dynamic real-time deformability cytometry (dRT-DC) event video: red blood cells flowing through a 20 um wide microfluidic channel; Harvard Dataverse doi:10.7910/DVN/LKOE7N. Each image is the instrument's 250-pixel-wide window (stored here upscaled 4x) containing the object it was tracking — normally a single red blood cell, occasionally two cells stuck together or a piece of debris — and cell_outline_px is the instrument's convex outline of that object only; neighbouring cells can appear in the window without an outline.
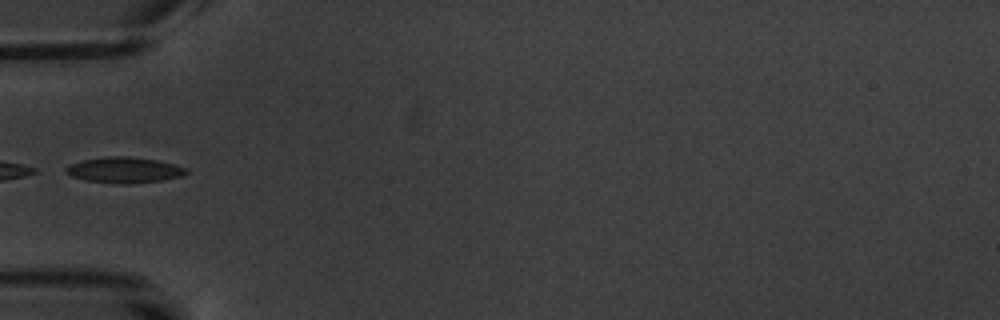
{"species": "common noctule bat (a hibernating species)", "species_latin": "Nyctalus noctula", "temperature_condition": "warm", "stored_images_in_passage": 11, "camera_frame_rate_fps": 3000, "um_per_image_px": 0.085, "animal": {"sex": "male", "body_mass_g": 20.1, "forearm_length_mm": 53.5}, "frame": {"image": 1, "passage_image": 1, "time_ms": 0.0, "image_size_px": [1000, 320], "cell_outline_px": [[188, 172], [180, 176], [160, 180], [128, 184], [124, 184], [84, 180], [72, 176], [64, 172], [64, 168], [68, 164], [84, 160], [108, 156], [128, 156], [156, 160], [176, 164], [188, 168]], "centroid_in_image_um": [10.54, 14.44], "position_along_channel_um": 74.5, "area_um2": 18.03}}
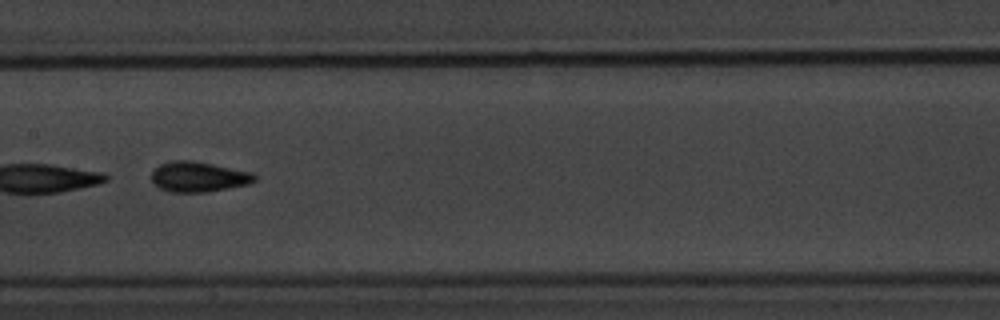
{"frame": {"image": 2, "passage_image": 4, "time_ms": 3.333, "image_size_px": [1000, 320], "cell_outline_px": [[256, 180], [248, 184], [208, 192], [168, 192], [160, 188], [152, 180], [152, 172], [160, 164], [172, 160], [192, 160], [252, 172], [256, 176]], "centroid_in_image_um": [16.87, 15.03], "position_along_channel_um": 190.5, "area_um2": 18.09}, "authors_computed_cell_mechanics": {"area_um2": 17.918, "velocity_mm_per_s": 3.4502, "shape_relaxation_time_tau1_ms": 1.5503, "shape_relaxation_time_tau2_ms": 0.8413, "deformation_change_tau1": 0.0971, "deformation_change_tau2": 0.058}}